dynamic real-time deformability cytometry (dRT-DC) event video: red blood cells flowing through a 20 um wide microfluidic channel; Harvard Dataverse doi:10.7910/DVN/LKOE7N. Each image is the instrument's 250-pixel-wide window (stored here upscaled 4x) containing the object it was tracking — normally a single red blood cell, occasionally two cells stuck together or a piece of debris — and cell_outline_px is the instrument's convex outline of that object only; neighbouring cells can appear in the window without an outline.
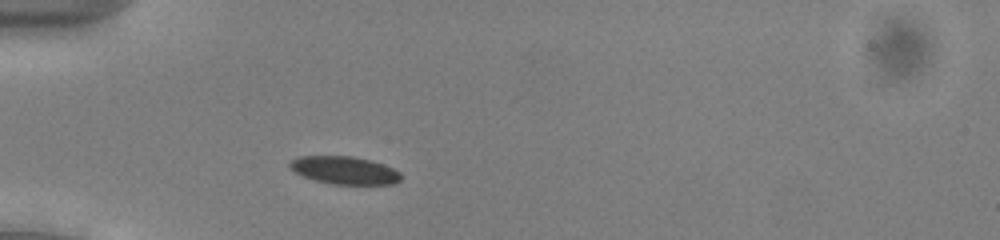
{"species": "common noctule bat (a hibernating species)", "species_latin": "Nyctalus noctula", "temperature_condition": "cold", "stored_images_in_passage": 42, "camera_frame_rate_fps": 3000, "um_per_image_px": 0.085, "animal": {"sex": "male", "body_mass_g": 13.0, "forearm_length_mm": 53.1}, "frame": {"image": 1, "passage_image": 6, "time_ms": 1.667, "image_size_px": [1000, 240], "cell_outline_px": [[404, 176], [396, 184], [332, 184], [316, 180], [304, 176], [296, 172], [288, 164], [292, 160], [300, 156], [352, 156], [372, 160], [384, 164], [400, 172]], "centroid_in_image_um": [29.35, 14.47], "position_along_channel_um": 55.6, "area_um2": 17.98}}
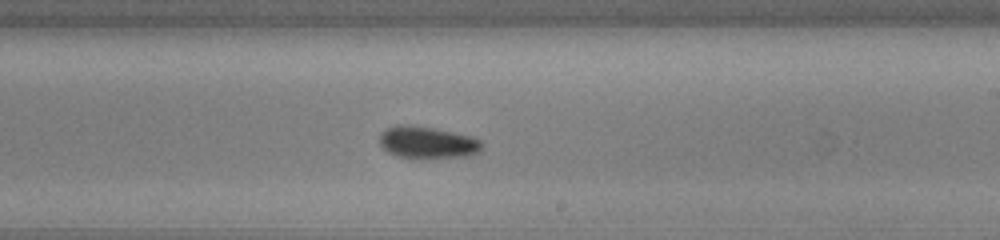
{"frame": {"image": 2, "passage_image": 22, "time_ms": 7.0, "image_size_px": [1000, 240], "cell_outline_px": [[484, 144], [480, 152], [472, 156], [424, 160], [416, 160], [396, 156], [388, 152], [380, 144], [380, 136], [384, 128], [396, 124], [408, 124], [432, 128], [472, 136], [480, 140]], "centroid_in_image_um": [36.35, 12.15], "position_along_channel_um": 252.7, "area_um2": 19.94}}
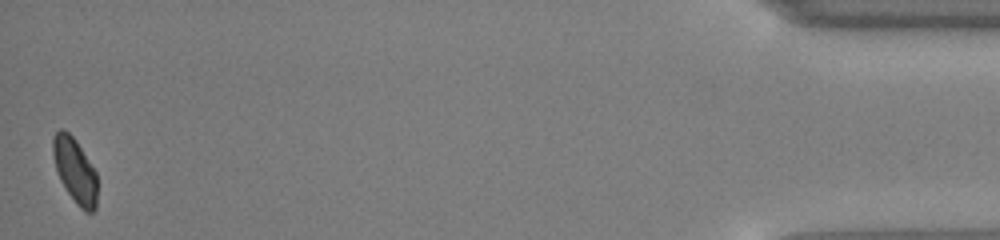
{"frame": {"image": 3, "passage_image": 42, "time_ms": 13.667, "image_size_px": [1000, 240], "cell_outline_px": [[96, 208], [92, 212], [84, 212], [80, 208], [68, 192], [60, 180], [56, 168], [52, 152], [52, 136], [60, 128], [64, 128], [76, 140], [96, 172]], "centroid_in_image_um": [6.35, 14.46], "position_along_channel_um": 428.8, "area_um2": 16.65}, "authors_computed_cell_mechanics": {"area_um2": 18.3226, "velocity_mm_per_s": 3.9223, "shape_relaxation_time_tau1_ms": 3.79, "shape_relaxation_time_tau2_ms": 2.4912, "deformation_change_tau1": 0.1055, "deformation_change_tau2": 0.075}}